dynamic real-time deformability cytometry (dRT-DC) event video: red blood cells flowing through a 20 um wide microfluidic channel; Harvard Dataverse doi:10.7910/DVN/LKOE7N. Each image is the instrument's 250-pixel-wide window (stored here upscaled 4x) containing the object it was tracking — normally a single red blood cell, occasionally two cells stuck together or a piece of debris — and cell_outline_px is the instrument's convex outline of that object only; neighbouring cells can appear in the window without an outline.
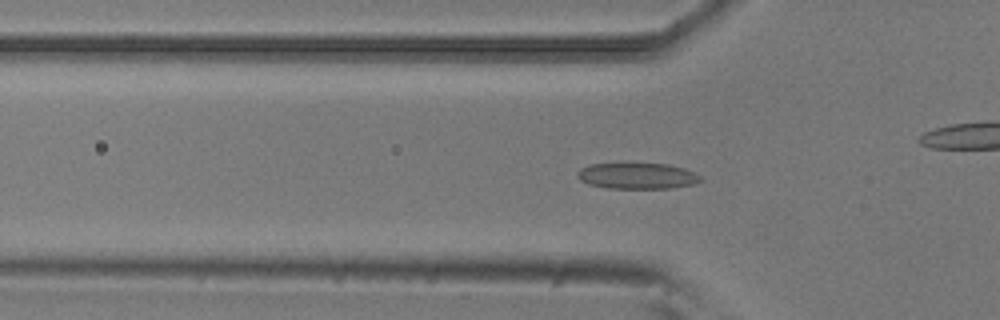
{"species": "common noctule bat (a hibernating species)", "species_latin": "Nyctalus noctula", "temperature_condition": "room temperature", "stored_images_in_passage": 53, "camera_frame_rate_fps": 3000, "um_per_image_px": 0.085, "animal": {"sex": "male", "body_mass_g": 20.5, "forearm_length_mm": 52.5}, "frame": {"image": 1, "passage_image": 16, "time_ms": 5.0, "image_size_px": [1000, 320], "cell_outline_px": [[704, 180], [696, 184], [672, 188], [608, 188], [588, 184], [580, 180], [576, 176], [576, 172], [580, 168], [588, 164], [668, 164], [684, 168], [696, 172]], "centroid_in_image_um": [54.19, 14.96], "position_along_channel_um": 71.6, "area_um2": 18.84}}
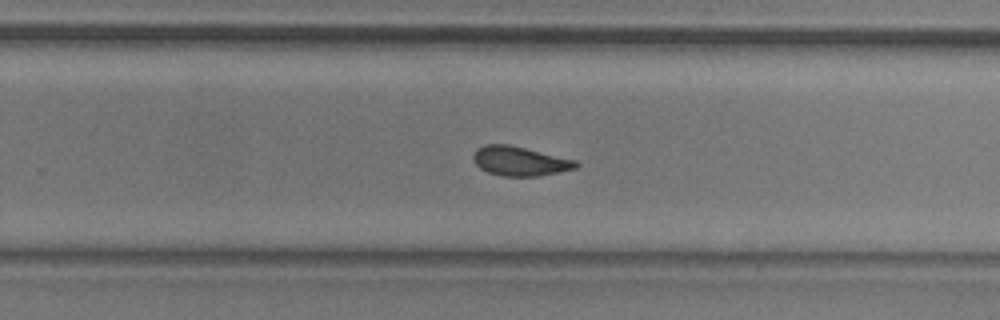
{"frame": {"image": 2, "passage_image": 33, "time_ms": 10.667, "image_size_px": [1000, 320], "cell_outline_px": [[580, 164], [576, 168], [540, 176], [500, 176], [488, 172], [480, 168], [476, 164], [472, 156], [476, 148], [484, 144], [508, 144], [576, 160]], "centroid_in_image_um": [44.16, 13.69], "position_along_channel_um": 285.6, "area_um2": 17.57}}
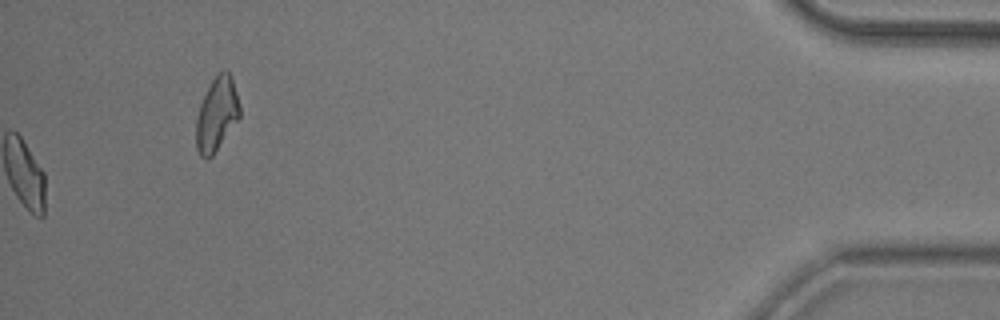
{"frame": {"image": 3, "passage_image": 53, "time_ms": 17.333, "image_size_px": [1000, 320], "cell_outline_px": [[240, 116], [212, 156], [208, 160], [200, 156], [196, 148], [196, 120], [200, 104], [216, 72], [224, 68], [232, 76], [240, 108]], "centroid_in_image_um": [18.41, 9.69], "position_along_channel_um": 416.8, "area_um2": 18.67}, "authors_computed_cell_mechanics": {"area_um2": 17.918, "velocity_mm_per_s": 3.771, "shape_relaxation_time_tau1_ms": 5.9032, "shape_relaxation_time_tau2_ms": 1.7959, "deformation_change_tau1": 0.145, "deformation_change_tau2": 0.094}}